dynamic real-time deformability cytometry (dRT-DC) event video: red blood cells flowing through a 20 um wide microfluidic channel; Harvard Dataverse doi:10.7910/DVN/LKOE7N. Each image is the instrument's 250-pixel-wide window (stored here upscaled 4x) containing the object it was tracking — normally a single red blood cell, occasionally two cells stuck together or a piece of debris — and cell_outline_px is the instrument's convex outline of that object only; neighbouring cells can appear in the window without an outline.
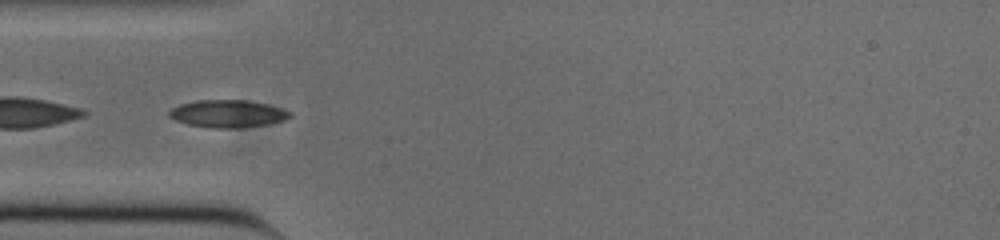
{"species": "common noctule bat (a hibernating species)", "species_latin": "Nyctalus noctula", "temperature_condition": "cold", "stored_images_in_passage": 35, "camera_frame_rate_fps": 3000, "um_per_image_px": 0.085, "animal": {"sex": "male", "body_mass_g": 20.0, "forearm_length_mm": 53.3}, "frame": {"image": 1, "passage_image": 1, "time_ms": 0.0, "image_size_px": [1000, 240], "cell_outline_px": [[292, 116], [284, 120], [268, 124], [236, 128], [208, 128], [188, 124], [176, 120], [168, 116], [168, 112], [172, 108], [180, 104], [196, 100], [244, 100], [268, 104], [292, 112]], "centroid_in_image_um": [19.35, 9.66], "position_along_channel_um": 65.7, "area_um2": 19.36}}
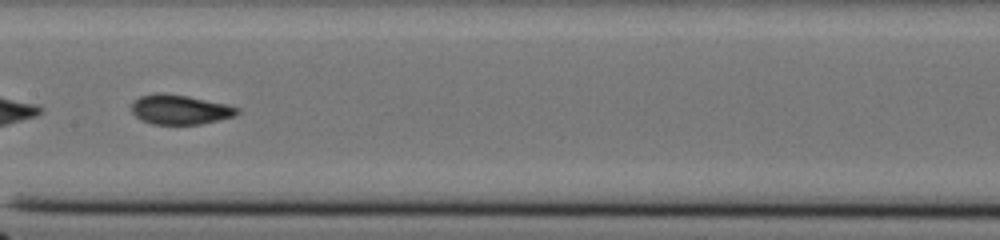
{"frame": {"image": 2, "passage_image": 11, "time_ms": 3.333, "image_size_px": [1000, 240], "cell_outline_px": [[240, 112], [236, 116], [200, 124], [152, 124], [140, 120], [132, 112], [132, 104], [140, 96], [156, 92], [160, 92], [188, 96], [228, 104], [240, 108]], "centroid_in_image_um": [15.32, 9.31], "position_along_channel_um": 192.1, "area_um2": 18.38}}